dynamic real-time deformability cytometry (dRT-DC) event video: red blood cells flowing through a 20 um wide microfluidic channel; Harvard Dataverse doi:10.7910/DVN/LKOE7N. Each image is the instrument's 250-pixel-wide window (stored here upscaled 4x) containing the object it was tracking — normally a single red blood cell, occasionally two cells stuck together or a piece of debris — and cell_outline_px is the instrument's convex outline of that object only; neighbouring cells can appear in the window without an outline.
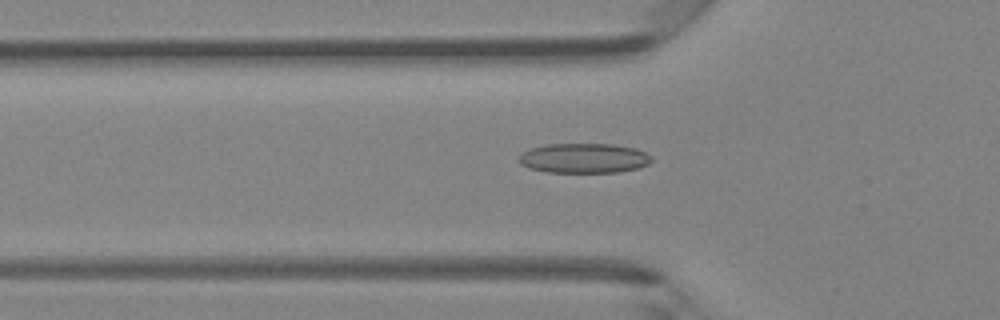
{"species": "Egyptian fruit bat (a non-hibernating species)", "species_latin": "Rousettus aegyptiacus", "temperature_condition": "room temperature", "stored_images_in_passage": 47, "camera_frame_rate_fps": 3000, "um_per_image_px": 0.085, "animal": {"sex": "female"}, "frame": {"image": 1, "passage_image": 16, "time_ms": 5.0, "image_size_px": [1000, 320], "cell_outline_px": [[652, 160], [648, 164], [640, 168], [620, 172], [544, 172], [528, 168], [520, 164], [516, 160], [528, 148], [548, 144], [612, 144], [636, 148], [652, 156]], "centroid_in_image_um": [49.62, 13.45], "position_along_channel_um": 76.2, "area_um2": 23.29}}
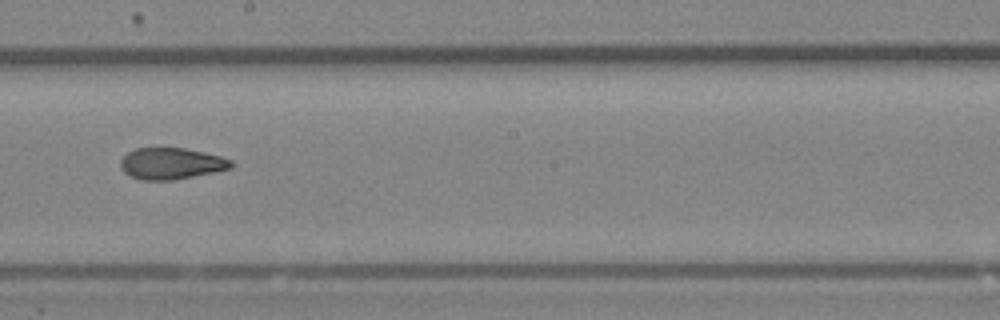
{"frame": {"image": 2, "passage_image": 27, "time_ms": 8.667, "image_size_px": [1000, 320], "cell_outline_px": [[236, 164], [232, 168], [172, 180], [140, 180], [124, 172], [120, 168], [120, 160], [128, 152], [136, 148], [184, 148], [204, 152], [220, 156], [232, 160]], "centroid_in_image_um": [14.56, 13.89], "position_along_channel_um": 233.6, "area_um2": 20.23}}
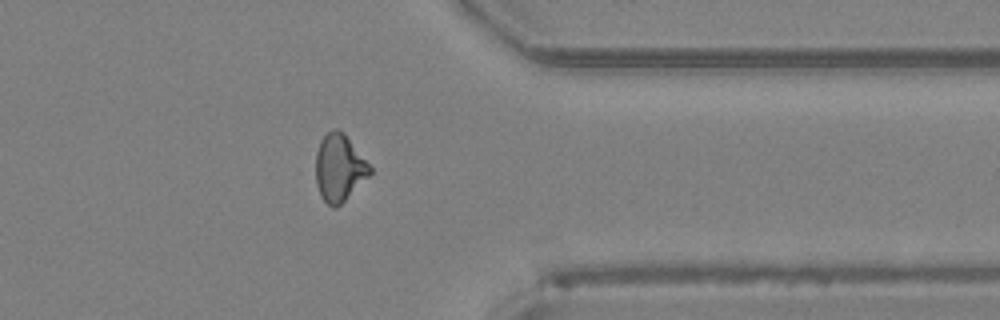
{"frame": {"image": 3, "passage_image": 38, "time_ms": 12.333, "image_size_px": [1000, 320], "cell_outline_px": [[372, 172], [336, 208], [332, 208], [320, 196], [316, 184], [316, 152], [320, 140], [332, 128], [336, 128], [344, 132], [372, 168]], "centroid_in_image_um": [28.81, 14.25], "position_along_channel_um": 382.6, "area_um2": 21.04}, "authors_computed_cell_mechanics": {"area_um2": 21.2126, "velocity_mm_per_s": 4.3004, "shape_relaxation_time_tau1_ms": null, "shape_relaxation_time_tau2_ms": 2.1415, "deformation_change_tau1": null, "deformation_change_tau2": 0.0928}}